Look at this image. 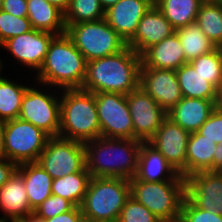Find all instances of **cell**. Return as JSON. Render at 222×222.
<instances>
[{"instance_id":"1","label":"cell","mask_w":222,"mask_h":222,"mask_svg":"<svg viewBox=\"0 0 222 222\" xmlns=\"http://www.w3.org/2000/svg\"><path fill=\"white\" fill-rule=\"evenodd\" d=\"M141 64V56L129 46L107 57L88 61L81 89L128 95L139 87Z\"/></svg>"},{"instance_id":"2","label":"cell","mask_w":222,"mask_h":222,"mask_svg":"<svg viewBox=\"0 0 222 222\" xmlns=\"http://www.w3.org/2000/svg\"><path fill=\"white\" fill-rule=\"evenodd\" d=\"M142 141L98 137L84 143L86 169L91 177L132 179L137 172Z\"/></svg>"},{"instance_id":"3","label":"cell","mask_w":222,"mask_h":222,"mask_svg":"<svg viewBox=\"0 0 222 222\" xmlns=\"http://www.w3.org/2000/svg\"><path fill=\"white\" fill-rule=\"evenodd\" d=\"M87 61L66 34L56 35L34 81L53 88L81 89L86 76Z\"/></svg>"},{"instance_id":"4","label":"cell","mask_w":222,"mask_h":222,"mask_svg":"<svg viewBox=\"0 0 222 222\" xmlns=\"http://www.w3.org/2000/svg\"><path fill=\"white\" fill-rule=\"evenodd\" d=\"M59 137L86 143L101 136L95 94L83 89L60 90Z\"/></svg>"},{"instance_id":"5","label":"cell","mask_w":222,"mask_h":222,"mask_svg":"<svg viewBox=\"0 0 222 222\" xmlns=\"http://www.w3.org/2000/svg\"><path fill=\"white\" fill-rule=\"evenodd\" d=\"M130 196L128 179L91 177L81 205L83 216L91 221H118Z\"/></svg>"},{"instance_id":"6","label":"cell","mask_w":222,"mask_h":222,"mask_svg":"<svg viewBox=\"0 0 222 222\" xmlns=\"http://www.w3.org/2000/svg\"><path fill=\"white\" fill-rule=\"evenodd\" d=\"M131 196L162 222H178L186 196V180L147 182L130 179Z\"/></svg>"},{"instance_id":"7","label":"cell","mask_w":222,"mask_h":222,"mask_svg":"<svg viewBox=\"0 0 222 222\" xmlns=\"http://www.w3.org/2000/svg\"><path fill=\"white\" fill-rule=\"evenodd\" d=\"M19 118L32 123L50 137H57L60 129V90L33 80L23 96Z\"/></svg>"},{"instance_id":"8","label":"cell","mask_w":222,"mask_h":222,"mask_svg":"<svg viewBox=\"0 0 222 222\" xmlns=\"http://www.w3.org/2000/svg\"><path fill=\"white\" fill-rule=\"evenodd\" d=\"M66 34L87 62L107 57L127 47L126 41L105 19L71 24L66 28Z\"/></svg>"},{"instance_id":"9","label":"cell","mask_w":222,"mask_h":222,"mask_svg":"<svg viewBox=\"0 0 222 222\" xmlns=\"http://www.w3.org/2000/svg\"><path fill=\"white\" fill-rule=\"evenodd\" d=\"M50 136L20 118L5 121V156L17 165L37 162Z\"/></svg>"},{"instance_id":"10","label":"cell","mask_w":222,"mask_h":222,"mask_svg":"<svg viewBox=\"0 0 222 222\" xmlns=\"http://www.w3.org/2000/svg\"><path fill=\"white\" fill-rule=\"evenodd\" d=\"M37 163L53 179L81 172L86 167L84 143L59 136L50 137Z\"/></svg>"},{"instance_id":"11","label":"cell","mask_w":222,"mask_h":222,"mask_svg":"<svg viewBox=\"0 0 222 222\" xmlns=\"http://www.w3.org/2000/svg\"><path fill=\"white\" fill-rule=\"evenodd\" d=\"M94 94L101 136L134 139V127L127 103V95L113 92Z\"/></svg>"},{"instance_id":"12","label":"cell","mask_w":222,"mask_h":222,"mask_svg":"<svg viewBox=\"0 0 222 222\" xmlns=\"http://www.w3.org/2000/svg\"><path fill=\"white\" fill-rule=\"evenodd\" d=\"M55 36L49 32L32 29L8 39L0 46V50H3V52L6 50L7 54L14 58L12 63L16 62L18 66L20 65L19 67L22 66V70L25 67L24 72H33L29 73L32 76L42 66L49 45Z\"/></svg>"},{"instance_id":"13","label":"cell","mask_w":222,"mask_h":222,"mask_svg":"<svg viewBox=\"0 0 222 222\" xmlns=\"http://www.w3.org/2000/svg\"><path fill=\"white\" fill-rule=\"evenodd\" d=\"M127 103L134 127V139L148 142L167 118V112L140 86L127 95Z\"/></svg>"},{"instance_id":"14","label":"cell","mask_w":222,"mask_h":222,"mask_svg":"<svg viewBox=\"0 0 222 222\" xmlns=\"http://www.w3.org/2000/svg\"><path fill=\"white\" fill-rule=\"evenodd\" d=\"M190 133L166 118L153 137L148 141L186 179V150Z\"/></svg>"},{"instance_id":"15","label":"cell","mask_w":222,"mask_h":222,"mask_svg":"<svg viewBox=\"0 0 222 222\" xmlns=\"http://www.w3.org/2000/svg\"><path fill=\"white\" fill-rule=\"evenodd\" d=\"M139 86L167 113L183 98L175 70L140 68Z\"/></svg>"},{"instance_id":"16","label":"cell","mask_w":222,"mask_h":222,"mask_svg":"<svg viewBox=\"0 0 222 222\" xmlns=\"http://www.w3.org/2000/svg\"><path fill=\"white\" fill-rule=\"evenodd\" d=\"M186 197L195 206L222 215V172L201 171L187 177Z\"/></svg>"},{"instance_id":"17","label":"cell","mask_w":222,"mask_h":222,"mask_svg":"<svg viewBox=\"0 0 222 222\" xmlns=\"http://www.w3.org/2000/svg\"><path fill=\"white\" fill-rule=\"evenodd\" d=\"M175 31L161 11L153 5L141 18L136 32L127 42V46L141 56L152 45L161 42Z\"/></svg>"},{"instance_id":"18","label":"cell","mask_w":222,"mask_h":222,"mask_svg":"<svg viewBox=\"0 0 222 222\" xmlns=\"http://www.w3.org/2000/svg\"><path fill=\"white\" fill-rule=\"evenodd\" d=\"M153 5L150 0H119L105 10L104 19L127 43L134 36L141 18Z\"/></svg>"},{"instance_id":"19","label":"cell","mask_w":222,"mask_h":222,"mask_svg":"<svg viewBox=\"0 0 222 222\" xmlns=\"http://www.w3.org/2000/svg\"><path fill=\"white\" fill-rule=\"evenodd\" d=\"M0 218L19 222L34 213L29 203L22 174L16 170L10 179L0 187Z\"/></svg>"},{"instance_id":"20","label":"cell","mask_w":222,"mask_h":222,"mask_svg":"<svg viewBox=\"0 0 222 222\" xmlns=\"http://www.w3.org/2000/svg\"><path fill=\"white\" fill-rule=\"evenodd\" d=\"M147 182L186 180L167 162L165 157L148 142H142L137 172L134 178Z\"/></svg>"},{"instance_id":"21","label":"cell","mask_w":222,"mask_h":222,"mask_svg":"<svg viewBox=\"0 0 222 222\" xmlns=\"http://www.w3.org/2000/svg\"><path fill=\"white\" fill-rule=\"evenodd\" d=\"M141 59L146 67L156 69L177 70L186 64L183 47L176 32L148 48Z\"/></svg>"},{"instance_id":"22","label":"cell","mask_w":222,"mask_h":222,"mask_svg":"<svg viewBox=\"0 0 222 222\" xmlns=\"http://www.w3.org/2000/svg\"><path fill=\"white\" fill-rule=\"evenodd\" d=\"M215 110L214 101L183 97L167 117L189 133L197 132Z\"/></svg>"},{"instance_id":"23","label":"cell","mask_w":222,"mask_h":222,"mask_svg":"<svg viewBox=\"0 0 222 222\" xmlns=\"http://www.w3.org/2000/svg\"><path fill=\"white\" fill-rule=\"evenodd\" d=\"M17 170L22 174L29 203L35 210L52 195L53 178L37 162L19 164Z\"/></svg>"},{"instance_id":"24","label":"cell","mask_w":222,"mask_h":222,"mask_svg":"<svg viewBox=\"0 0 222 222\" xmlns=\"http://www.w3.org/2000/svg\"><path fill=\"white\" fill-rule=\"evenodd\" d=\"M27 10L34 30L54 35L66 33L64 12L46 0H27Z\"/></svg>"},{"instance_id":"25","label":"cell","mask_w":222,"mask_h":222,"mask_svg":"<svg viewBox=\"0 0 222 222\" xmlns=\"http://www.w3.org/2000/svg\"><path fill=\"white\" fill-rule=\"evenodd\" d=\"M216 146L198 132L190 133L186 150V178L201 171H213Z\"/></svg>"},{"instance_id":"26","label":"cell","mask_w":222,"mask_h":222,"mask_svg":"<svg viewBox=\"0 0 222 222\" xmlns=\"http://www.w3.org/2000/svg\"><path fill=\"white\" fill-rule=\"evenodd\" d=\"M32 77L29 76L31 80L28 78L24 83L18 80L15 81L14 77L11 80L8 76L0 80V121L19 118L22 99L27 87L34 80Z\"/></svg>"},{"instance_id":"27","label":"cell","mask_w":222,"mask_h":222,"mask_svg":"<svg viewBox=\"0 0 222 222\" xmlns=\"http://www.w3.org/2000/svg\"><path fill=\"white\" fill-rule=\"evenodd\" d=\"M176 71L183 97L212 100L215 102L216 88L186 63Z\"/></svg>"},{"instance_id":"28","label":"cell","mask_w":222,"mask_h":222,"mask_svg":"<svg viewBox=\"0 0 222 222\" xmlns=\"http://www.w3.org/2000/svg\"><path fill=\"white\" fill-rule=\"evenodd\" d=\"M175 30L196 21L200 0H158L154 4Z\"/></svg>"},{"instance_id":"29","label":"cell","mask_w":222,"mask_h":222,"mask_svg":"<svg viewBox=\"0 0 222 222\" xmlns=\"http://www.w3.org/2000/svg\"><path fill=\"white\" fill-rule=\"evenodd\" d=\"M90 179L91 174L86 167L81 172L55 178L52 181V194L68 199L75 206L81 207Z\"/></svg>"},{"instance_id":"30","label":"cell","mask_w":222,"mask_h":222,"mask_svg":"<svg viewBox=\"0 0 222 222\" xmlns=\"http://www.w3.org/2000/svg\"><path fill=\"white\" fill-rule=\"evenodd\" d=\"M180 39L185 54L186 63L191 62L200 55L213 51V44L201 28L194 22L175 31Z\"/></svg>"},{"instance_id":"31","label":"cell","mask_w":222,"mask_h":222,"mask_svg":"<svg viewBox=\"0 0 222 222\" xmlns=\"http://www.w3.org/2000/svg\"><path fill=\"white\" fill-rule=\"evenodd\" d=\"M195 23L216 47H222V4H202Z\"/></svg>"},{"instance_id":"32","label":"cell","mask_w":222,"mask_h":222,"mask_svg":"<svg viewBox=\"0 0 222 222\" xmlns=\"http://www.w3.org/2000/svg\"><path fill=\"white\" fill-rule=\"evenodd\" d=\"M105 10L99 0H70L64 13L66 28L71 24L102 20Z\"/></svg>"},{"instance_id":"33","label":"cell","mask_w":222,"mask_h":222,"mask_svg":"<svg viewBox=\"0 0 222 222\" xmlns=\"http://www.w3.org/2000/svg\"><path fill=\"white\" fill-rule=\"evenodd\" d=\"M189 64L216 89L222 83V47L200 55Z\"/></svg>"},{"instance_id":"34","label":"cell","mask_w":222,"mask_h":222,"mask_svg":"<svg viewBox=\"0 0 222 222\" xmlns=\"http://www.w3.org/2000/svg\"><path fill=\"white\" fill-rule=\"evenodd\" d=\"M32 29L28 17H17L6 11H0V46L8 39Z\"/></svg>"},{"instance_id":"35","label":"cell","mask_w":222,"mask_h":222,"mask_svg":"<svg viewBox=\"0 0 222 222\" xmlns=\"http://www.w3.org/2000/svg\"><path fill=\"white\" fill-rule=\"evenodd\" d=\"M118 222H162L143 204L130 196L123 206Z\"/></svg>"},{"instance_id":"36","label":"cell","mask_w":222,"mask_h":222,"mask_svg":"<svg viewBox=\"0 0 222 222\" xmlns=\"http://www.w3.org/2000/svg\"><path fill=\"white\" fill-rule=\"evenodd\" d=\"M74 207L75 205L68 199L52 194L34 210V213L43 219H49L66 213Z\"/></svg>"},{"instance_id":"37","label":"cell","mask_w":222,"mask_h":222,"mask_svg":"<svg viewBox=\"0 0 222 222\" xmlns=\"http://www.w3.org/2000/svg\"><path fill=\"white\" fill-rule=\"evenodd\" d=\"M178 222H222V215H216L208 210L195 206L186 196L181 206V216Z\"/></svg>"},{"instance_id":"38","label":"cell","mask_w":222,"mask_h":222,"mask_svg":"<svg viewBox=\"0 0 222 222\" xmlns=\"http://www.w3.org/2000/svg\"><path fill=\"white\" fill-rule=\"evenodd\" d=\"M216 144L222 142V113L214 110L206 122L197 131Z\"/></svg>"},{"instance_id":"39","label":"cell","mask_w":222,"mask_h":222,"mask_svg":"<svg viewBox=\"0 0 222 222\" xmlns=\"http://www.w3.org/2000/svg\"><path fill=\"white\" fill-rule=\"evenodd\" d=\"M2 10L17 17H28L27 0H3Z\"/></svg>"},{"instance_id":"40","label":"cell","mask_w":222,"mask_h":222,"mask_svg":"<svg viewBox=\"0 0 222 222\" xmlns=\"http://www.w3.org/2000/svg\"><path fill=\"white\" fill-rule=\"evenodd\" d=\"M45 222H85L81 207L75 206L72 210L55 217L44 219Z\"/></svg>"},{"instance_id":"41","label":"cell","mask_w":222,"mask_h":222,"mask_svg":"<svg viewBox=\"0 0 222 222\" xmlns=\"http://www.w3.org/2000/svg\"><path fill=\"white\" fill-rule=\"evenodd\" d=\"M18 165L8 159L0 160V187H2L17 170Z\"/></svg>"},{"instance_id":"42","label":"cell","mask_w":222,"mask_h":222,"mask_svg":"<svg viewBox=\"0 0 222 222\" xmlns=\"http://www.w3.org/2000/svg\"><path fill=\"white\" fill-rule=\"evenodd\" d=\"M213 171L222 172V142L217 144L213 158Z\"/></svg>"},{"instance_id":"43","label":"cell","mask_w":222,"mask_h":222,"mask_svg":"<svg viewBox=\"0 0 222 222\" xmlns=\"http://www.w3.org/2000/svg\"><path fill=\"white\" fill-rule=\"evenodd\" d=\"M4 138H5V121H0V160L6 159Z\"/></svg>"},{"instance_id":"44","label":"cell","mask_w":222,"mask_h":222,"mask_svg":"<svg viewBox=\"0 0 222 222\" xmlns=\"http://www.w3.org/2000/svg\"><path fill=\"white\" fill-rule=\"evenodd\" d=\"M215 110L222 113V83L216 89Z\"/></svg>"},{"instance_id":"45","label":"cell","mask_w":222,"mask_h":222,"mask_svg":"<svg viewBox=\"0 0 222 222\" xmlns=\"http://www.w3.org/2000/svg\"><path fill=\"white\" fill-rule=\"evenodd\" d=\"M46 1L56 6L64 13L68 9L69 3H70V0H46Z\"/></svg>"},{"instance_id":"46","label":"cell","mask_w":222,"mask_h":222,"mask_svg":"<svg viewBox=\"0 0 222 222\" xmlns=\"http://www.w3.org/2000/svg\"><path fill=\"white\" fill-rule=\"evenodd\" d=\"M20 222H45L43 218L37 216L35 213L27 215Z\"/></svg>"},{"instance_id":"47","label":"cell","mask_w":222,"mask_h":222,"mask_svg":"<svg viewBox=\"0 0 222 222\" xmlns=\"http://www.w3.org/2000/svg\"><path fill=\"white\" fill-rule=\"evenodd\" d=\"M102 8L107 10L109 7L115 5L119 0H99Z\"/></svg>"},{"instance_id":"48","label":"cell","mask_w":222,"mask_h":222,"mask_svg":"<svg viewBox=\"0 0 222 222\" xmlns=\"http://www.w3.org/2000/svg\"><path fill=\"white\" fill-rule=\"evenodd\" d=\"M202 4H222V0H200Z\"/></svg>"},{"instance_id":"49","label":"cell","mask_w":222,"mask_h":222,"mask_svg":"<svg viewBox=\"0 0 222 222\" xmlns=\"http://www.w3.org/2000/svg\"><path fill=\"white\" fill-rule=\"evenodd\" d=\"M1 52V51H0ZM4 61L2 60V58H0V80L3 79L5 77V74L3 73L2 70L6 69V67L4 68ZM2 72V73H1ZM3 74V75H2Z\"/></svg>"},{"instance_id":"50","label":"cell","mask_w":222,"mask_h":222,"mask_svg":"<svg viewBox=\"0 0 222 222\" xmlns=\"http://www.w3.org/2000/svg\"><path fill=\"white\" fill-rule=\"evenodd\" d=\"M85 222H118V221H91V220H86Z\"/></svg>"},{"instance_id":"51","label":"cell","mask_w":222,"mask_h":222,"mask_svg":"<svg viewBox=\"0 0 222 222\" xmlns=\"http://www.w3.org/2000/svg\"><path fill=\"white\" fill-rule=\"evenodd\" d=\"M3 8V0H0V11H2Z\"/></svg>"},{"instance_id":"52","label":"cell","mask_w":222,"mask_h":222,"mask_svg":"<svg viewBox=\"0 0 222 222\" xmlns=\"http://www.w3.org/2000/svg\"><path fill=\"white\" fill-rule=\"evenodd\" d=\"M0 222H12V221L5 220V219L0 218Z\"/></svg>"},{"instance_id":"53","label":"cell","mask_w":222,"mask_h":222,"mask_svg":"<svg viewBox=\"0 0 222 222\" xmlns=\"http://www.w3.org/2000/svg\"><path fill=\"white\" fill-rule=\"evenodd\" d=\"M153 4H155L158 0H150Z\"/></svg>"}]
</instances>
